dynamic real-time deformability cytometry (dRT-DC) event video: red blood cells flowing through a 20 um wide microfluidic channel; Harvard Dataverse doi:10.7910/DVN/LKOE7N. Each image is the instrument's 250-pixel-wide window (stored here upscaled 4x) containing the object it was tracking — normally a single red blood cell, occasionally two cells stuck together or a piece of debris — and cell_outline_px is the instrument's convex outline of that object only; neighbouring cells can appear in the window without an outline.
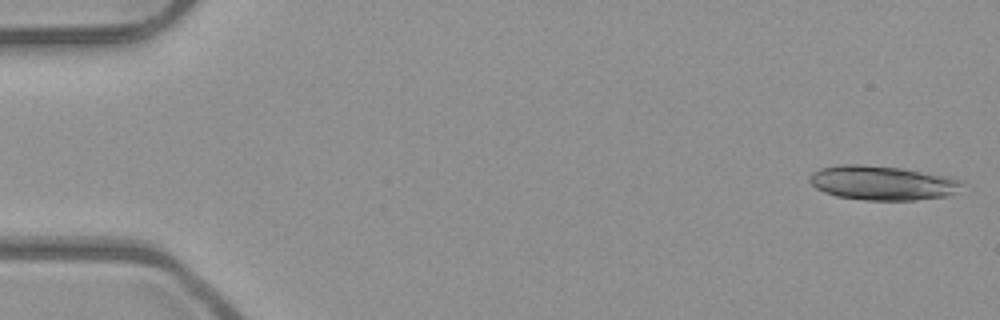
{"species": "common noctule bat (a hibernating species)", "species_latin": "Nyctalus noctula", "temperature_condition": "room temperature", "stored_images_in_passage": 5, "camera_frame_rate_fps": 3000, "um_per_image_px": 0.085, "animal": {"sex": "male", "body_mass_g": 23.1, "forearm_length_mm": 52.7}, "frame": {"image": 1, "passage_image": 1, "time_ms": 0.0, "image_size_px": [1000, 320], "cell_outline_px": [[964, 180], [948, 196], [916, 200], [864, 200], [836, 196], [824, 192], [816, 188], [808, 180], [808, 176], [812, 172], [820, 168], [840, 164], [864, 164], [900, 168], [948, 176]], "centroid_in_image_um": [74.92, 15.54], "position_along_channel_um": 10.1, "area_um2": 30.46}}